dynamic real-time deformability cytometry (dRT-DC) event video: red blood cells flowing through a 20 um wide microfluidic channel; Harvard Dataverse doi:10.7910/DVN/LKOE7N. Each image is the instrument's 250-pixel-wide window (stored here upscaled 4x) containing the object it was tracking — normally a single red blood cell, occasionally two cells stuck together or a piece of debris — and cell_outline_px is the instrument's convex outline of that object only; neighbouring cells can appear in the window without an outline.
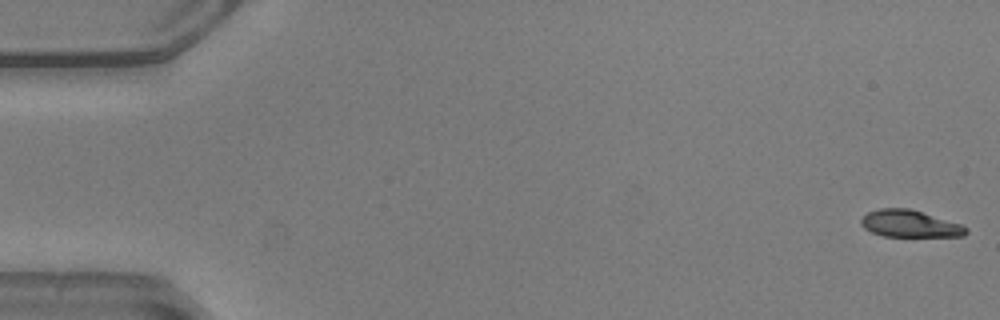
{"species": "common noctule bat (a hibernating species)", "species_latin": "Nyctalus noctula", "temperature_condition": "warm", "stored_images_in_passage": 52, "camera_frame_rate_fps": 3000, "um_per_image_px": 0.085, "animal": {"sex": "male", "body_mass_g": 20.5, "forearm_length_mm": 52.5}, "frame": {"image": 1, "passage_image": 1, "time_ms": 0.0, "image_size_px": [1000, 320], "cell_outline_px": [[968, 232], [964, 236], [884, 236], [872, 232], [864, 228], [860, 224], [860, 220], [868, 212], [880, 208], [908, 208], [960, 224], [968, 228]], "centroid_in_image_um": [77.31, 19.02], "position_along_channel_um": 7.7, "area_um2": 16.3}}
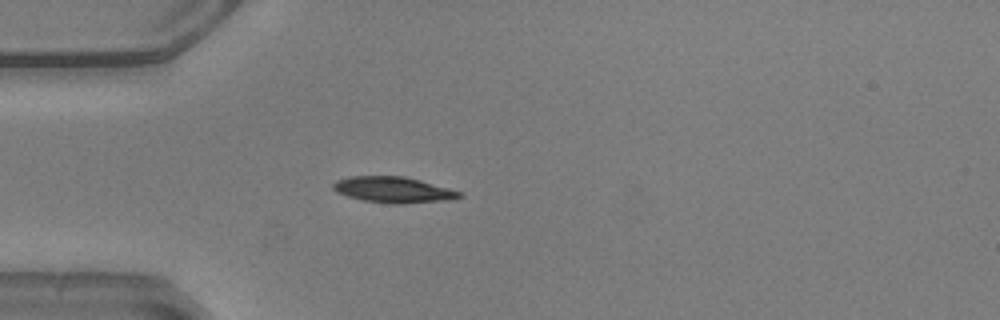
{"frame": {"image": 2, "passage_image": 15, "time_ms": 4.667, "image_size_px": [1000, 320], "cell_outline_px": [[464, 196], [452, 200], [404, 204], [392, 204], [364, 200], [348, 196], [336, 192], [332, 188], [332, 184], [336, 180], [348, 176], [404, 176], [420, 180], [448, 188], [460, 192]], "centroid_in_image_um": [33.43, 16.13], "position_along_channel_um": 51.6, "area_um2": 19.19}}
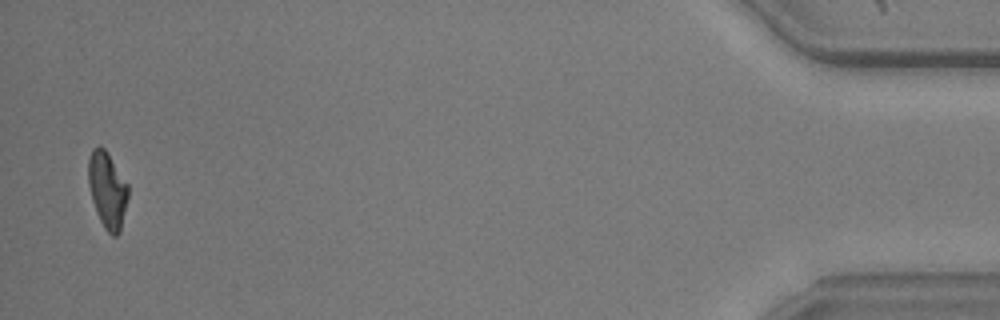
{"frame": {"image": 3, "passage_image": 51, "time_ms": 16.667, "image_size_px": [1000, 320], "cell_outline_px": [[128, 196], [120, 232], [116, 236], [112, 236], [104, 228], [96, 212], [92, 200], [88, 184], [88, 160], [92, 148], [100, 144], [108, 152], [128, 184]], "centroid_in_image_um": [9.12, 16.12], "position_along_channel_um": 426.1, "area_um2": 17.86}, "authors_computed_cell_mechanics": {"area_um2": 18.2359, "velocity_mm_per_s": 3.9156, "shape_relaxation_time_tau1_ms": 8.752, "shape_relaxation_time_tau2_ms": 1.6492, "deformation_change_tau1": 0.2391, "deformation_change_tau2": 0.0711}}